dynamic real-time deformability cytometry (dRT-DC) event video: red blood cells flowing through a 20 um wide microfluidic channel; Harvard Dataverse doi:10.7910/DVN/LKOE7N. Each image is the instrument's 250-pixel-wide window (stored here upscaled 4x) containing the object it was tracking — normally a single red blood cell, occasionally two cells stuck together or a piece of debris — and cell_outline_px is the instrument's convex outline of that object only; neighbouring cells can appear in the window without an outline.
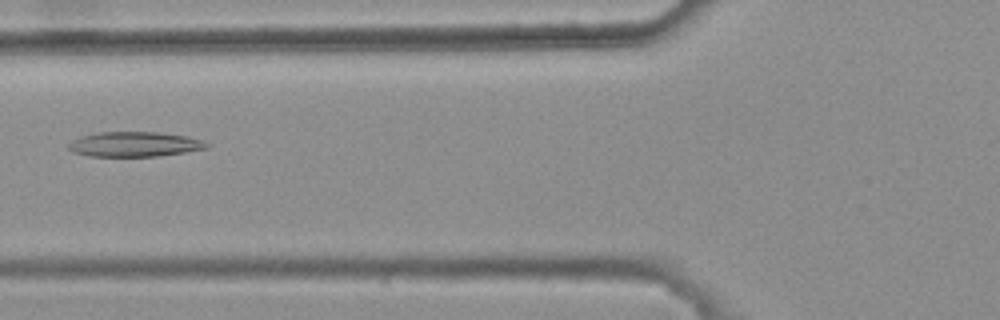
{"species": "common noctule bat (a hibernating species)", "species_latin": "Nyctalus noctula", "temperature_condition": "warm", "stored_images_in_passage": 4, "camera_frame_rate_fps": 3000, "um_per_image_px": 0.085, "animal": {"sex": "female", "body_mass_g": 25.1}, "frame": {"image": 1, "passage_image": 4, "time_ms": 1.0, "image_size_px": [1000, 320], "cell_outline_px": [[208, 148], [184, 152], [156, 156], [88, 156], [72, 152], [68, 148], [68, 144], [72, 140], [80, 136], [96, 132], [160, 132], [188, 136], [200, 140], [208, 144]], "centroid_in_image_um": [11.38, 12.25], "position_along_channel_um": 114.4, "area_um2": 20.06}}